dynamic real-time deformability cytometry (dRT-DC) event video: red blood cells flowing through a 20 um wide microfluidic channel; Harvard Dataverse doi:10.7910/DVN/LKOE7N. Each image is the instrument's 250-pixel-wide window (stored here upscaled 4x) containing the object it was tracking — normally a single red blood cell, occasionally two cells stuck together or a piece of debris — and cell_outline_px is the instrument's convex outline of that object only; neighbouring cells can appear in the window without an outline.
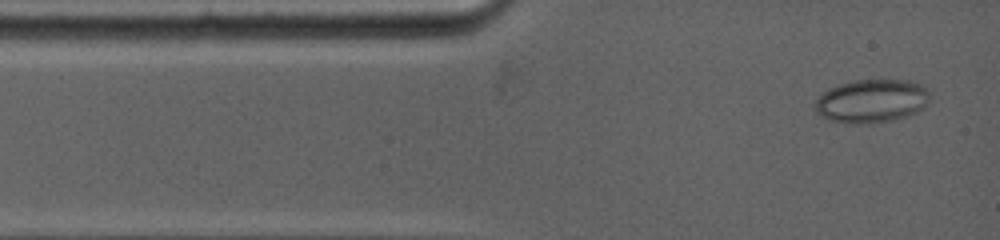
{"species": "common noctule bat (a hibernating species)", "species_latin": "Nyctalus noctula", "temperature_condition": "warm", "stored_images_in_passage": 3, "camera_frame_rate_fps": 5000, "um_per_image_px": 0.085, "animal": {"sex": "female", "body_mass_g": 19.0, "forearm_length_mm": 53.3}, "frame": {"image": 1, "passage_image": 1, "time_ms": 0.0, "image_size_px": [1000, 240], "cell_outline_px": [[928, 100], [924, 108], [916, 112], [892, 120], [868, 124], [852, 124], [828, 120], [820, 116], [816, 112], [816, 100], [824, 92], [840, 84], [856, 80], [908, 80], [920, 84], [928, 92]], "centroid_in_image_um": [74.07, 8.6], "position_along_channel_um": 10.9, "area_um2": 28.78}}
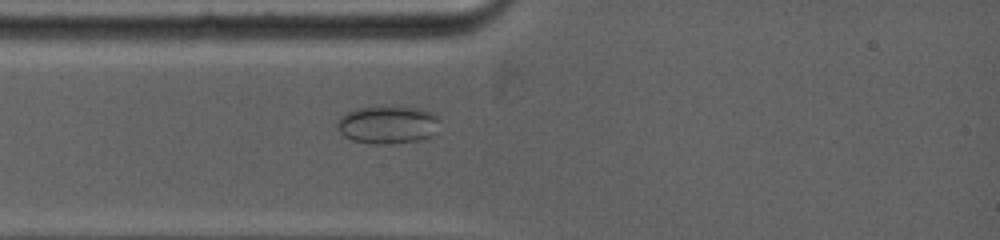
{"frame": {"image": 2, "passage_image": 3, "time_ms": 2.0, "image_size_px": [1000, 240], "cell_outline_px": [[436, 120], [428, 136], [420, 140], [392, 144], [372, 144], [352, 140], [344, 136], [340, 132], [336, 124], [340, 116], [356, 108], [416, 108], [428, 112], [436, 116]], "centroid_in_image_um": [32.82, 10.63], "position_along_channel_um": 52.2, "area_um2": 21.62}}